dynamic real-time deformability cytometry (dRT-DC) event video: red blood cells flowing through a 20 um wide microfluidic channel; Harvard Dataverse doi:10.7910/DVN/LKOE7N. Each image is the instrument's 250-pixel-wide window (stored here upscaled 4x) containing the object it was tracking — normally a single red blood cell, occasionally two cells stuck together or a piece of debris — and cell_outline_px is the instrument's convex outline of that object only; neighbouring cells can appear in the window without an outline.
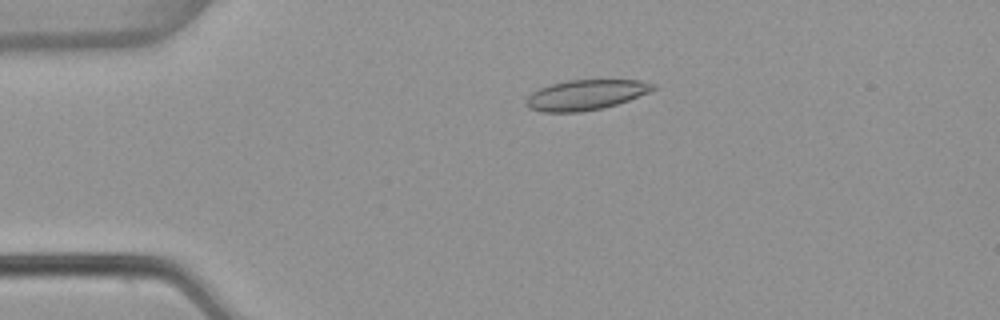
{"species": "common noctule bat (a hibernating species)", "species_latin": "Nyctalus noctula", "temperature_condition": "warm", "stored_images_in_passage": 54, "camera_frame_rate_fps": 3000, "um_per_image_px": 0.085, "animal": {"sex": "female", "body_mass_g": 22.7, "forearm_length_mm": 54.2}, "frame": {"image": 1, "passage_image": 12, "time_ms": 3.667, "image_size_px": [1000, 320], "cell_outline_px": [[656, 88], [648, 92], [628, 100], [604, 108], [580, 112], [544, 112], [528, 108], [524, 104], [524, 100], [532, 92], [540, 88], [552, 84], [568, 80], [640, 80], [656, 84]], "centroid_in_image_um": [49.76, 8.07], "position_along_channel_um": 35.2, "area_um2": 22.31}}
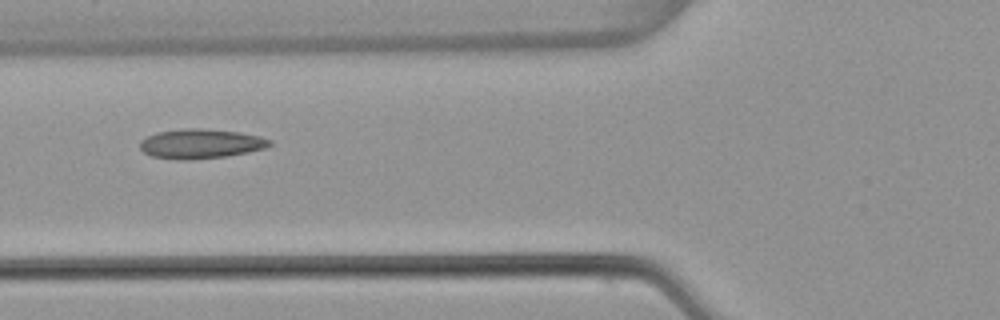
{"frame": {"image": 2, "passage_image": 21, "time_ms": 6.667, "image_size_px": [1000, 320], "cell_outline_px": [[272, 144], [264, 148], [248, 152], [228, 156], [188, 160], [176, 160], [152, 156], [144, 152], [140, 148], [140, 140], [156, 132], [184, 128], [200, 128], [240, 132], [260, 136], [272, 140]], "centroid_in_image_um": [17.06, 12.22], "position_along_channel_um": 108.7, "area_um2": 22.48}}
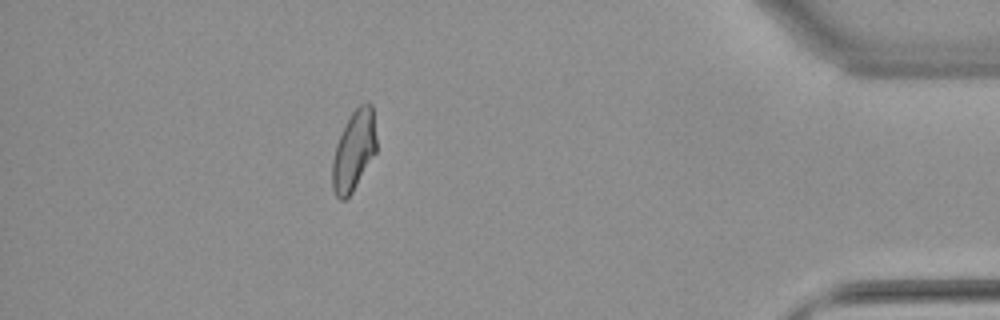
{"frame": {"image": 3, "passage_image": 48, "time_ms": 15.667, "image_size_px": [1000, 320], "cell_outline_px": [[376, 152], [352, 192], [344, 200], [340, 200], [336, 196], [332, 188], [332, 160], [336, 144], [352, 112], [360, 104], [372, 104], [376, 136]], "centroid_in_image_um": [30.07, 12.83], "position_along_channel_um": 405.1, "area_um2": 20.29}, "authors_computed_cell_mechanics": {"area_um2": 21.2704, "velocity_mm_per_s": 3.8256, "shape_relaxation_time_tau1_ms": null, "shape_relaxation_time_tau2_ms": 1.7357, "deformation_change_tau1": null, "deformation_change_tau2": 0.0796}}